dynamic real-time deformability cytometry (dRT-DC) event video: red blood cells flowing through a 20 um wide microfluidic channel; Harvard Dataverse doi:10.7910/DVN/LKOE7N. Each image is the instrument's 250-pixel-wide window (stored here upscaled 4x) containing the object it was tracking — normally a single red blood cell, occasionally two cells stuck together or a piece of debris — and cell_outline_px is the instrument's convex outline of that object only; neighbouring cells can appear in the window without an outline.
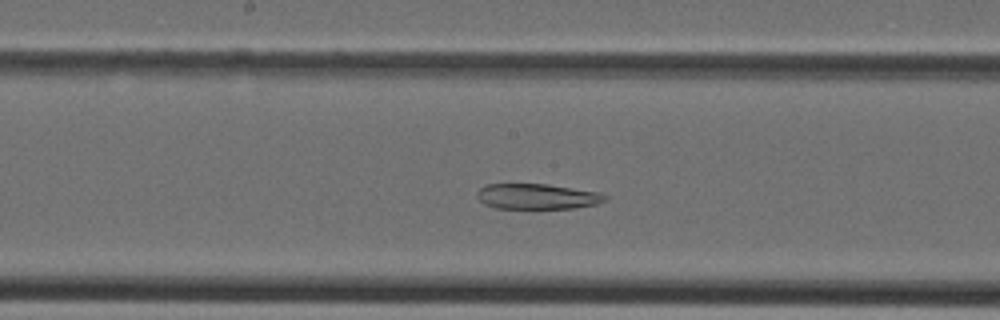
{"species": "Egyptian fruit bat (a non-hibernating species)", "species_latin": "Rousettus aegyptiacus", "temperature_condition": "cold", "stored_images_in_passage": 35, "camera_frame_rate_fps": 3000, "um_per_image_px": 0.085, "animal": {"sex": "female"}, "frame": {"image": 1, "passage_image": 16, "time_ms": 5.0, "image_size_px": [1000, 320], "cell_outline_px": [[608, 196], [604, 200], [596, 204], [572, 208], [496, 208], [484, 204], [476, 196], [476, 192], [480, 188], [488, 184], [548, 184], [600, 192]], "centroid_in_image_um": [45.64, 16.69], "position_along_channel_um": 202.6, "area_um2": 18.9}}
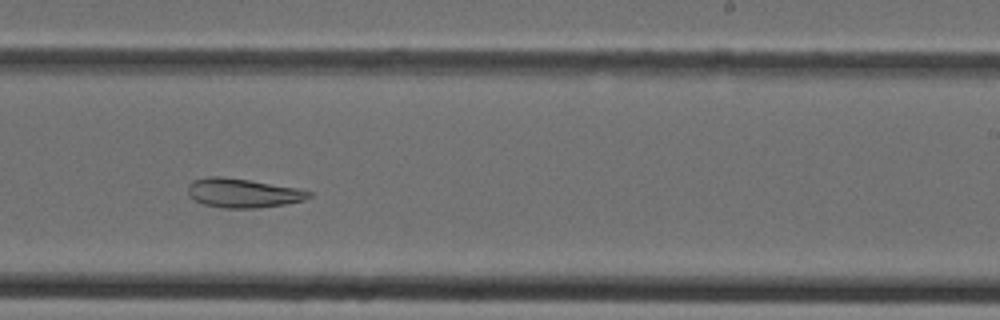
{"frame": {"image": 2, "passage_image": 20, "time_ms": 6.333, "image_size_px": [1000, 320], "cell_outline_px": [[312, 196], [304, 200], [284, 204], [256, 208], [224, 208], [204, 204], [188, 196], [188, 184], [192, 180], [208, 176], [220, 176], [248, 180], [296, 188], [312, 192]], "centroid_in_image_um": [20.61, 16.4], "position_along_channel_um": 268.4, "area_um2": 20.4}}
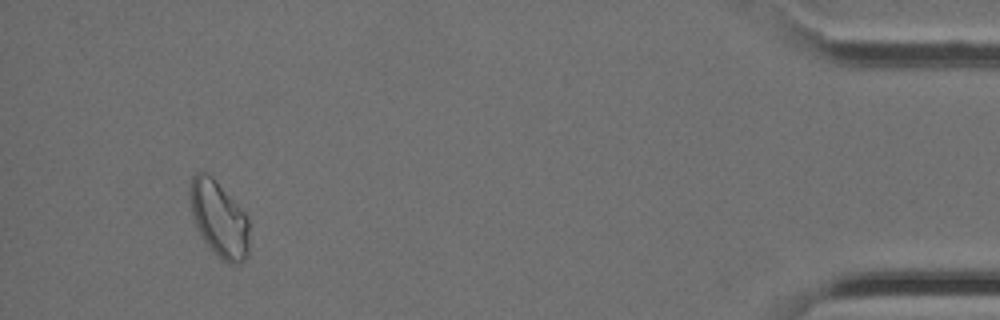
{"frame": {"image": 3, "passage_image": 33, "time_ms": 10.667, "image_size_px": [1000, 320], "cell_outline_px": [[248, 256], [240, 264], [228, 264], [204, 240], [192, 216], [188, 200], [188, 184], [192, 176], [200, 168], [212, 176], [248, 216]], "centroid_in_image_um": [18.58, 18.53], "position_along_channel_um": 416.6, "area_um2": 26.36}}